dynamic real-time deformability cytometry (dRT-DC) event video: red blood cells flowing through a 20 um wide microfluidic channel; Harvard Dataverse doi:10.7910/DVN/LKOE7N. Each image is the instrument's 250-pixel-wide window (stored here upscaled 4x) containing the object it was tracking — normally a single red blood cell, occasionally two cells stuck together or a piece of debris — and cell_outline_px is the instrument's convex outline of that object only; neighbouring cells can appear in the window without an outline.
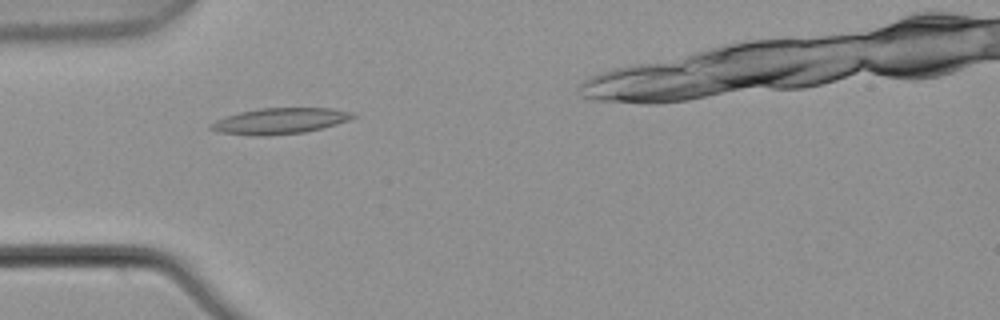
{"species": "common noctule bat (a hibernating species)", "species_latin": "Nyctalus noctula", "temperature_condition": "warm", "stored_images_in_passage": 4, "camera_frame_rate_fps": 3000, "um_per_image_px": 0.085, "animal": {"sex": "male", "body_mass_g": 21.5, "forearm_length_mm": 52.0}, "frame": {"image": 1, "passage_image": 3, "time_ms": 0.667, "image_size_px": [1000, 320], "cell_outline_px": [[360, 116], [352, 120], [304, 132], [268, 136], [252, 136], [220, 132], [208, 128], [208, 124], [216, 120], [240, 112], [260, 108], [332, 108], [352, 112]], "centroid_in_image_um": [23.82, 10.28], "position_along_channel_um": 61.2, "area_um2": 21.62}}
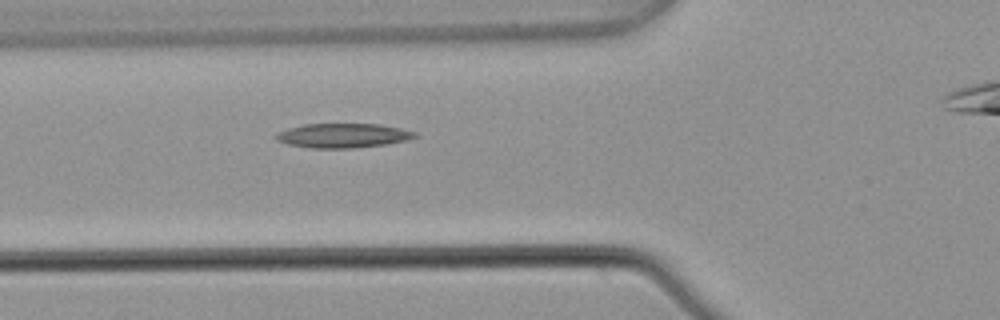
{"frame": {"image": 2, "passage_image": 4, "time_ms": 1.0, "image_size_px": [1000, 320], "cell_outline_px": [[416, 136], [408, 140], [388, 144], [352, 148], [312, 148], [288, 144], [276, 140], [276, 132], [288, 128], [304, 124], [380, 124], [400, 128], [416, 132]], "centroid_in_image_um": [29.15, 11.52], "position_along_channel_um": 96.7, "area_um2": 19.71}}